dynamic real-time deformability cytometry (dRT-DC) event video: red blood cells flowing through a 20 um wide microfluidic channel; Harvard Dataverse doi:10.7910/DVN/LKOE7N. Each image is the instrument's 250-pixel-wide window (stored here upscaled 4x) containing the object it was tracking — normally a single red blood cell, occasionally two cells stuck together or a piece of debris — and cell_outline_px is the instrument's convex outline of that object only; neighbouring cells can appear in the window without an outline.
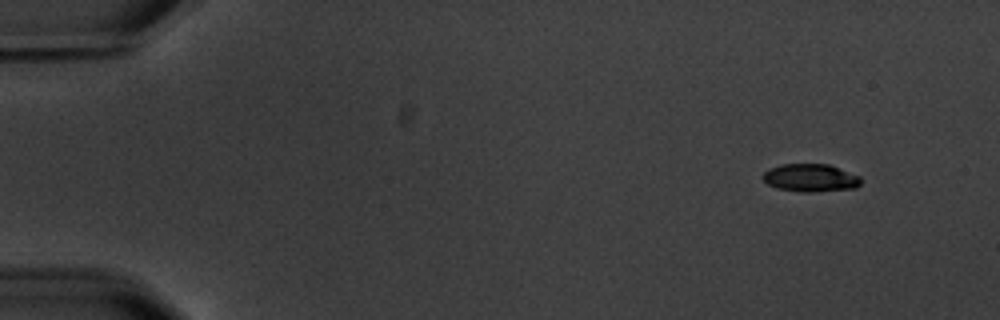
{"species": "common noctule bat (a hibernating species)", "species_latin": "Nyctalus noctula", "temperature_condition": "warm", "stored_images_in_passage": 6, "camera_frame_rate_fps": 3000, "um_per_image_px": 0.085, "animal": {"sex": "male", "body_mass_g": 20.1, "forearm_length_mm": 53.5}, "frame": {"image": 1, "passage_image": 1, "time_ms": 0.0, "image_size_px": [1000, 320], "cell_outline_px": [[860, 184], [856, 188], [812, 192], [800, 192], [776, 188], [768, 184], [760, 176], [764, 172], [780, 164], [828, 164], [860, 176]], "centroid_in_image_um": [68.87, 15.12], "position_along_channel_um": 16.1, "area_um2": 15.9}}
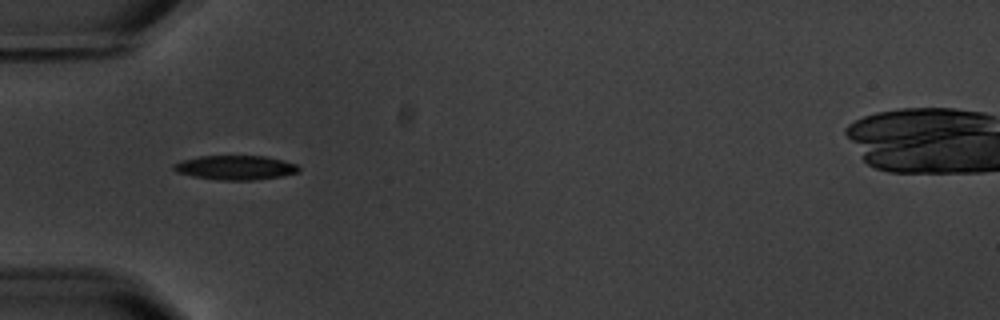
{"frame": {"image": 2, "passage_image": 5, "time_ms": 4.667, "image_size_px": [1000, 320], "cell_outline_px": [[300, 172], [280, 176], [252, 180], [220, 180], [192, 176], [176, 172], [172, 168], [172, 164], [180, 160], [200, 156], [264, 156], [284, 160], [296, 164], [300, 168]], "centroid_in_image_um": [19.98, 14.24], "position_along_channel_um": 65.0, "area_um2": 17.8}}
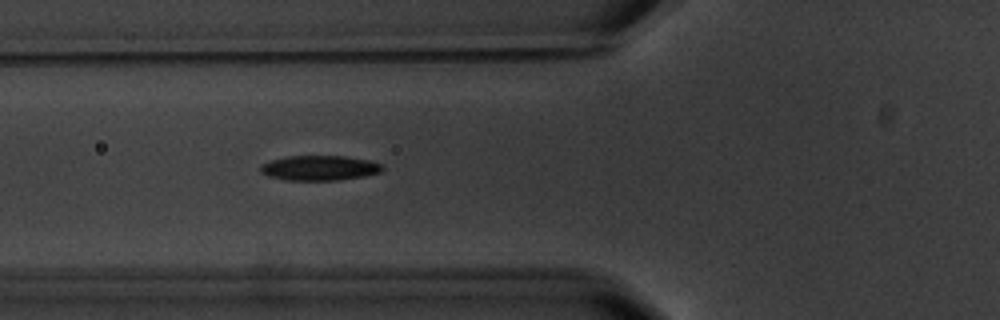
{"frame": {"image": 3, "passage_image": 6, "time_ms": 5.667, "image_size_px": [1000, 320], "cell_outline_px": [[384, 168], [380, 172], [360, 176], [336, 180], [284, 180], [268, 176], [260, 172], [260, 164], [272, 160], [288, 156], [344, 156], [368, 160], [384, 164]], "centroid_in_image_um": [27.13, 14.27], "position_along_channel_um": 98.7, "area_um2": 17.63}}